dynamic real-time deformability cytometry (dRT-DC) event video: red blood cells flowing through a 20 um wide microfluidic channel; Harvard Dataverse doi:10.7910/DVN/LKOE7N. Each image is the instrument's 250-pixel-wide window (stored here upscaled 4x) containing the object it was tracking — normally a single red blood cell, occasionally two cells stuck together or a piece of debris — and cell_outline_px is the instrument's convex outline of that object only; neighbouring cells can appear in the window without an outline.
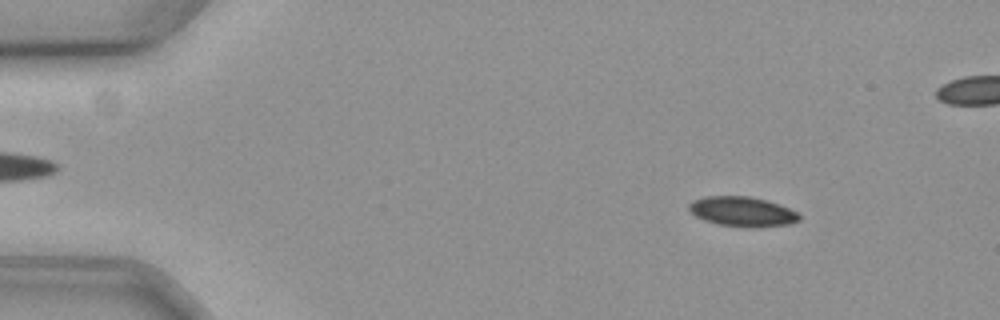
{"species": "common noctule bat (a hibernating species)", "species_latin": "Nyctalus noctula", "temperature_condition": "cold", "stored_images_in_passage": 18, "camera_frame_rate_fps": 3000, "um_per_image_px": 0.085, "animal": {"sex": "female", "body_mass_g": 19.3, "forearm_length_mm": 54.1}, "frame": {"image": 1, "passage_image": 9, "time_ms": 2.667, "image_size_px": [1000, 320], "cell_outline_px": [[800, 220], [788, 224], [756, 228], [748, 228], [720, 224], [704, 220], [696, 216], [688, 208], [688, 204], [692, 200], [704, 196], [748, 196], [764, 200], [788, 208], [796, 212], [800, 216]], "centroid_in_image_um": [63.07, 17.99], "position_along_channel_um": 21.9, "area_um2": 19.02}}